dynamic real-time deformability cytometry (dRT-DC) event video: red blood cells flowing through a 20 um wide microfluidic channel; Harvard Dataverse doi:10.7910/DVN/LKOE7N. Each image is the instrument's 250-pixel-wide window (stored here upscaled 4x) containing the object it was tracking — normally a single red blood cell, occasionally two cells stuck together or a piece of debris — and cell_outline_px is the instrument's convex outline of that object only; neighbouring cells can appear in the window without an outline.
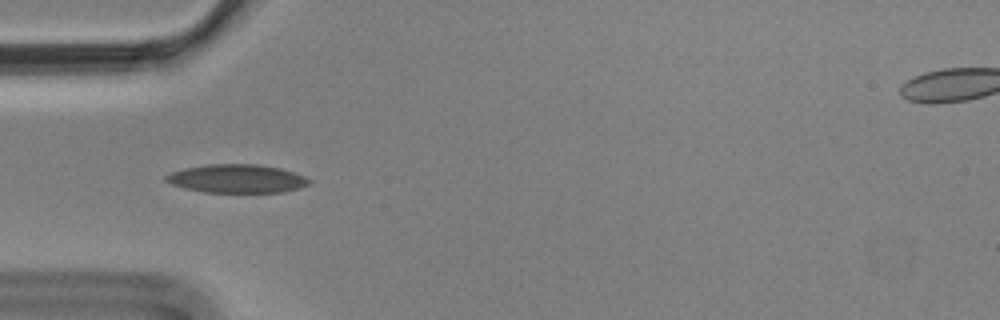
{"species": "Egyptian fruit bat (a non-hibernating species)", "species_latin": "Rousettus aegyptiacus", "temperature_condition": "cold", "stored_images_in_passage": 4, "camera_frame_rate_fps": 3000, "um_per_image_px": 0.085, "animal": {"sex": "male"}, "frame": {"image": 1, "passage_image": 3, "time_ms": 0.667, "image_size_px": [1000, 320], "cell_outline_px": [[312, 184], [300, 188], [284, 192], [204, 192], [184, 188], [172, 184], [164, 180], [164, 176], [172, 172], [184, 168], [208, 164], [256, 164], [280, 168], [304, 176], [312, 180]], "centroid_in_image_um": [20.15, 15.19], "position_along_channel_um": 64.8, "area_um2": 23.81}}